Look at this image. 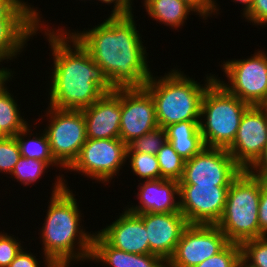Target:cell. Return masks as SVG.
I'll list each match as a JSON object with an SVG mask.
<instances>
[{"label": "cell", "instance_id": "cell-1", "mask_svg": "<svg viewBox=\"0 0 267 267\" xmlns=\"http://www.w3.org/2000/svg\"><path fill=\"white\" fill-rule=\"evenodd\" d=\"M38 10V28L35 35L41 33L49 42L53 57L48 76L47 101L53 108L61 110H83L91 106L104 93L115 89L97 65L89 52L67 29H54ZM45 20V21H44ZM39 31V32H38ZM43 31V32H42Z\"/></svg>", "mask_w": 267, "mask_h": 267}, {"label": "cell", "instance_id": "cell-2", "mask_svg": "<svg viewBox=\"0 0 267 267\" xmlns=\"http://www.w3.org/2000/svg\"><path fill=\"white\" fill-rule=\"evenodd\" d=\"M134 16H108L83 31L57 28H67L102 68L114 89L143 88L153 72Z\"/></svg>", "mask_w": 267, "mask_h": 267}, {"label": "cell", "instance_id": "cell-3", "mask_svg": "<svg viewBox=\"0 0 267 267\" xmlns=\"http://www.w3.org/2000/svg\"><path fill=\"white\" fill-rule=\"evenodd\" d=\"M60 174L55 175V183L50 189L51 197L38 238L42 241V254L57 267H70L75 262L88 263L94 232H86L81 218L84 215L80 211L76 194L68 186L64 175Z\"/></svg>", "mask_w": 267, "mask_h": 267}, {"label": "cell", "instance_id": "cell-4", "mask_svg": "<svg viewBox=\"0 0 267 267\" xmlns=\"http://www.w3.org/2000/svg\"><path fill=\"white\" fill-rule=\"evenodd\" d=\"M215 77L207 73L202 84L177 68V64L163 76H155L153 72L144 88L154 100L158 126L165 128L173 123L200 121L203 94Z\"/></svg>", "mask_w": 267, "mask_h": 267}, {"label": "cell", "instance_id": "cell-5", "mask_svg": "<svg viewBox=\"0 0 267 267\" xmlns=\"http://www.w3.org/2000/svg\"><path fill=\"white\" fill-rule=\"evenodd\" d=\"M260 197L261 178L242 170L228 188L224 211L216 224L229 242L241 244L260 237Z\"/></svg>", "mask_w": 267, "mask_h": 267}, {"label": "cell", "instance_id": "cell-6", "mask_svg": "<svg viewBox=\"0 0 267 267\" xmlns=\"http://www.w3.org/2000/svg\"><path fill=\"white\" fill-rule=\"evenodd\" d=\"M249 106L215 79L205 90L201 101L199 128L205 146L228 149Z\"/></svg>", "mask_w": 267, "mask_h": 267}, {"label": "cell", "instance_id": "cell-7", "mask_svg": "<svg viewBox=\"0 0 267 267\" xmlns=\"http://www.w3.org/2000/svg\"><path fill=\"white\" fill-rule=\"evenodd\" d=\"M34 121L41 124L44 117L46 126L42 129L49 141L50 150L54 159L67 170L78 158L82 146L85 144L86 123L82 110H61L48 106ZM44 116V117H43ZM38 122V123H37Z\"/></svg>", "mask_w": 267, "mask_h": 267}, {"label": "cell", "instance_id": "cell-8", "mask_svg": "<svg viewBox=\"0 0 267 267\" xmlns=\"http://www.w3.org/2000/svg\"><path fill=\"white\" fill-rule=\"evenodd\" d=\"M219 65L228 81L218 75L215 79L229 93L249 105L262 106L267 101V52L264 49L255 50L245 59L221 61Z\"/></svg>", "mask_w": 267, "mask_h": 267}, {"label": "cell", "instance_id": "cell-9", "mask_svg": "<svg viewBox=\"0 0 267 267\" xmlns=\"http://www.w3.org/2000/svg\"><path fill=\"white\" fill-rule=\"evenodd\" d=\"M127 145L120 139H87L78 158L67 169L105 186L120 176L127 164ZM109 183V184H108Z\"/></svg>", "mask_w": 267, "mask_h": 267}, {"label": "cell", "instance_id": "cell-10", "mask_svg": "<svg viewBox=\"0 0 267 267\" xmlns=\"http://www.w3.org/2000/svg\"><path fill=\"white\" fill-rule=\"evenodd\" d=\"M242 170L227 149L205 147L185 161L179 185L230 186Z\"/></svg>", "mask_w": 267, "mask_h": 267}, {"label": "cell", "instance_id": "cell-11", "mask_svg": "<svg viewBox=\"0 0 267 267\" xmlns=\"http://www.w3.org/2000/svg\"><path fill=\"white\" fill-rule=\"evenodd\" d=\"M228 243L217 225L189 224L167 267H194L220 252Z\"/></svg>", "mask_w": 267, "mask_h": 267}, {"label": "cell", "instance_id": "cell-12", "mask_svg": "<svg viewBox=\"0 0 267 267\" xmlns=\"http://www.w3.org/2000/svg\"><path fill=\"white\" fill-rule=\"evenodd\" d=\"M228 188L179 185V208L188 224L216 225L224 211Z\"/></svg>", "mask_w": 267, "mask_h": 267}, {"label": "cell", "instance_id": "cell-13", "mask_svg": "<svg viewBox=\"0 0 267 267\" xmlns=\"http://www.w3.org/2000/svg\"><path fill=\"white\" fill-rule=\"evenodd\" d=\"M267 143V111L250 105L244 112L235 140L227 149L234 161L248 170L261 156Z\"/></svg>", "mask_w": 267, "mask_h": 267}, {"label": "cell", "instance_id": "cell-14", "mask_svg": "<svg viewBox=\"0 0 267 267\" xmlns=\"http://www.w3.org/2000/svg\"><path fill=\"white\" fill-rule=\"evenodd\" d=\"M158 127L155 103L143 88H121L120 139L128 145Z\"/></svg>", "mask_w": 267, "mask_h": 267}, {"label": "cell", "instance_id": "cell-15", "mask_svg": "<svg viewBox=\"0 0 267 267\" xmlns=\"http://www.w3.org/2000/svg\"><path fill=\"white\" fill-rule=\"evenodd\" d=\"M144 222L150 254L166 263L173 256L184 229L189 225L181 212L138 214Z\"/></svg>", "mask_w": 267, "mask_h": 267}, {"label": "cell", "instance_id": "cell-16", "mask_svg": "<svg viewBox=\"0 0 267 267\" xmlns=\"http://www.w3.org/2000/svg\"><path fill=\"white\" fill-rule=\"evenodd\" d=\"M109 225L96 231L110 246L133 254H150L147 231L143 219L123 206Z\"/></svg>", "mask_w": 267, "mask_h": 267}, {"label": "cell", "instance_id": "cell-17", "mask_svg": "<svg viewBox=\"0 0 267 267\" xmlns=\"http://www.w3.org/2000/svg\"><path fill=\"white\" fill-rule=\"evenodd\" d=\"M87 139L120 138L121 88L104 93L91 106L82 110Z\"/></svg>", "mask_w": 267, "mask_h": 267}, {"label": "cell", "instance_id": "cell-18", "mask_svg": "<svg viewBox=\"0 0 267 267\" xmlns=\"http://www.w3.org/2000/svg\"><path fill=\"white\" fill-rule=\"evenodd\" d=\"M137 200L134 205L125 208L135 214L180 212L179 182L175 180L157 179L138 181Z\"/></svg>", "mask_w": 267, "mask_h": 267}, {"label": "cell", "instance_id": "cell-19", "mask_svg": "<svg viewBox=\"0 0 267 267\" xmlns=\"http://www.w3.org/2000/svg\"><path fill=\"white\" fill-rule=\"evenodd\" d=\"M91 261L107 267H167V263L155 254H133L110 246L96 231L89 262Z\"/></svg>", "mask_w": 267, "mask_h": 267}, {"label": "cell", "instance_id": "cell-20", "mask_svg": "<svg viewBox=\"0 0 267 267\" xmlns=\"http://www.w3.org/2000/svg\"><path fill=\"white\" fill-rule=\"evenodd\" d=\"M37 28L38 21H0V59L8 60L7 66L25 52Z\"/></svg>", "mask_w": 267, "mask_h": 267}, {"label": "cell", "instance_id": "cell-21", "mask_svg": "<svg viewBox=\"0 0 267 267\" xmlns=\"http://www.w3.org/2000/svg\"><path fill=\"white\" fill-rule=\"evenodd\" d=\"M200 121H183L165 127L167 141L185 161L206 146L199 128Z\"/></svg>", "mask_w": 267, "mask_h": 267}, {"label": "cell", "instance_id": "cell-22", "mask_svg": "<svg viewBox=\"0 0 267 267\" xmlns=\"http://www.w3.org/2000/svg\"><path fill=\"white\" fill-rule=\"evenodd\" d=\"M144 10L148 17L171 27L175 31L185 25L189 15H198V13L182 0H150L144 5Z\"/></svg>", "mask_w": 267, "mask_h": 267}, {"label": "cell", "instance_id": "cell-23", "mask_svg": "<svg viewBox=\"0 0 267 267\" xmlns=\"http://www.w3.org/2000/svg\"><path fill=\"white\" fill-rule=\"evenodd\" d=\"M30 124L32 123L29 122L15 136L21 156L25 158L44 161L52 168L56 167V169H60L59 171L63 170L64 168L52 156L49 141L45 132L41 131V129L38 133L37 131L34 132L37 126L33 123L34 129H32L33 127Z\"/></svg>", "mask_w": 267, "mask_h": 267}, {"label": "cell", "instance_id": "cell-24", "mask_svg": "<svg viewBox=\"0 0 267 267\" xmlns=\"http://www.w3.org/2000/svg\"><path fill=\"white\" fill-rule=\"evenodd\" d=\"M9 89V86H6L0 91V135L2 137L16 136L29 123L25 116H22L21 106L16 99L18 97L14 96Z\"/></svg>", "mask_w": 267, "mask_h": 267}, {"label": "cell", "instance_id": "cell-25", "mask_svg": "<svg viewBox=\"0 0 267 267\" xmlns=\"http://www.w3.org/2000/svg\"><path fill=\"white\" fill-rule=\"evenodd\" d=\"M50 166L40 160L30 159L22 157L18 160V163L15 165L11 177L14 182H19V185L24 187L35 186L42 176L44 177L45 173H48Z\"/></svg>", "mask_w": 267, "mask_h": 267}, {"label": "cell", "instance_id": "cell-26", "mask_svg": "<svg viewBox=\"0 0 267 267\" xmlns=\"http://www.w3.org/2000/svg\"><path fill=\"white\" fill-rule=\"evenodd\" d=\"M128 168L130 173L138 177V181H148L160 179L159 162L156 155L141 152H127Z\"/></svg>", "mask_w": 267, "mask_h": 267}, {"label": "cell", "instance_id": "cell-27", "mask_svg": "<svg viewBox=\"0 0 267 267\" xmlns=\"http://www.w3.org/2000/svg\"><path fill=\"white\" fill-rule=\"evenodd\" d=\"M160 168V179L180 181L183 175L185 160L178 155L167 141L156 154Z\"/></svg>", "mask_w": 267, "mask_h": 267}, {"label": "cell", "instance_id": "cell-28", "mask_svg": "<svg viewBox=\"0 0 267 267\" xmlns=\"http://www.w3.org/2000/svg\"><path fill=\"white\" fill-rule=\"evenodd\" d=\"M0 21H38V7L25 0H0Z\"/></svg>", "mask_w": 267, "mask_h": 267}, {"label": "cell", "instance_id": "cell-29", "mask_svg": "<svg viewBox=\"0 0 267 267\" xmlns=\"http://www.w3.org/2000/svg\"><path fill=\"white\" fill-rule=\"evenodd\" d=\"M240 246L241 260L248 267H267V236L246 240Z\"/></svg>", "mask_w": 267, "mask_h": 267}, {"label": "cell", "instance_id": "cell-30", "mask_svg": "<svg viewBox=\"0 0 267 267\" xmlns=\"http://www.w3.org/2000/svg\"><path fill=\"white\" fill-rule=\"evenodd\" d=\"M166 142V130L158 126L143 136L131 141L127 145V152H141L156 155Z\"/></svg>", "mask_w": 267, "mask_h": 267}, {"label": "cell", "instance_id": "cell-31", "mask_svg": "<svg viewBox=\"0 0 267 267\" xmlns=\"http://www.w3.org/2000/svg\"><path fill=\"white\" fill-rule=\"evenodd\" d=\"M241 246L229 242L220 252L194 267H240Z\"/></svg>", "mask_w": 267, "mask_h": 267}, {"label": "cell", "instance_id": "cell-32", "mask_svg": "<svg viewBox=\"0 0 267 267\" xmlns=\"http://www.w3.org/2000/svg\"><path fill=\"white\" fill-rule=\"evenodd\" d=\"M21 158L15 136L0 138V173L11 175L15 165Z\"/></svg>", "mask_w": 267, "mask_h": 267}, {"label": "cell", "instance_id": "cell-33", "mask_svg": "<svg viewBox=\"0 0 267 267\" xmlns=\"http://www.w3.org/2000/svg\"><path fill=\"white\" fill-rule=\"evenodd\" d=\"M3 231V232H2ZM0 231V267H8L21 249L26 246L13 234ZM9 234V235H8Z\"/></svg>", "mask_w": 267, "mask_h": 267}, {"label": "cell", "instance_id": "cell-34", "mask_svg": "<svg viewBox=\"0 0 267 267\" xmlns=\"http://www.w3.org/2000/svg\"><path fill=\"white\" fill-rule=\"evenodd\" d=\"M36 255L28 250L26 246V248L21 249L8 267H57L46 255H41L43 258L41 260H38ZM41 263L44 264L41 266Z\"/></svg>", "mask_w": 267, "mask_h": 267}, {"label": "cell", "instance_id": "cell-35", "mask_svg": "<svg viewBox=\"0 0 267 267\" xmlns=\"http://www.w3.org/2000/svg\"><path fill=\"white\" fill-rule=\"evenodd\" d=\"M241 19L257 28L267 27V0H255L251 9Z\"/></svg>", "mask_w": 267, "mask_h": 267}, {"label": "cell", "instance_id": "cell-36", "mask_svg": "<svg viewBox=\"0 0 267 267\" xmlns=\"http://www.w3.org/2000/svg\"><path fill=\"white\" fill-rule=\"evenodd\" d=\"M186 2L190 7H192L197 13L198 17L203 20H208V18L214 15H221L219 10L221 6L216 2L217 0H182ZM219 6V7H218ZM219 14V15H218Z\"/></svg>", "mask_w": 267, "mask_h": 267}, {"label": "cell", "instance_id": "cell-37", "mask_svg": "<svg viewBox=\"0 0 267 267\" xmlns=\"http://www.w3.org/2000/svg\"><path fill=\"white\" fill-rule=\"evenodd\" d=\"M260 237L267 236V184L261 179V197L258 207Z\"/></svg>", "mask_w": 267, "mask_h": 267}, {"label": "cell", "instance_id": "cell-38", "mask_svg": "<svg viewBox=\"0 0 267 267\" xmlns=\"http://www.w3.org/2000/svg\"><path fill=\"white\" fill-rule=\"evenodd\" d=\"M97 1L109 6L114 4L109 16H128L133 14L130 10L129 0H96V2Z\"/></svg>", "mask_w": 267, "mask_h": 267}, {"label": "cell", "instance_id": "cell-39", "mask_svg": "<svg viewBox=\"0 0 267 267\" xmlns=\"http://www.w3.org/2000/svg\"><path fill=\"white\" fill-rule=\"evenodd\" d=\"M256 177L262 178L267 173V143L257 161L248 169Z\"/></svg>", "mask_w": 267, "mask_h": 267}, {"label": "cell", "instance_id": "cell-40", "mask_svg": "<svg viewBox=\"0 0 267 267\" xmlns=\"http://www.w3.org/2000/svg\"><path fill=\"white\" fill-rule=\"evenodd\" d=\"M9 63L8 60L0 59V91L5 88L8 84V82L14 80L15 72L12 71L13 69H10L9 67H3L2 64ZM2 63V64H1ZM14 74V75H13Z\"/></svg>", "mask_w": 267, "mask_h": 267}, {"label": "cell", "instance_id": "cell-41", "mask_svg": "<svg viewBox=\"0 0 267 267\" xmlns=\"http://www.w3.org/2000/svg\"><path fill=\"white\" fill-rule=\"evenodd\" d=\"M254 1L255 0H233V2L234 3H238V4H240V5H242V12H241V14L242 15H240L241 17H243L250 9H251V7L253 6V4H254Z\"/></svg>", "mask_w": 267, "mask_h": 267}, {"label": "cell", "instance_id": "cell-42", "mask_svg": "<svg viewBox=\"0 0 267 267\" xmlns=\"http://www.w3.org/2000/svg\"><path fill=\"white\" fill-rule=\"evenodd\" d=\"M133 1H134V0H129V3H130V10H131L132 13H135V12L133 11V10H134V9H133V7H134L133 4H135V3H133ZM142 1H143V2H142V5L144 6V5H146L150 0H142Z\"/></svg>", "mask_w": 267, "mask_h": 267}, {"label": "cell", "instance_id": "cell-43", "mask_svg": "<svg viewBox=\"0 0 267 267\" xmlns=\"http://www.w3.org/2000/svg\"><path fill=\"white\" fill-rule=\"evenodd\" d=\"M261 179L267 184V173Z\"/></svg>", "mask_w": 267, "mask_h": 267}, {"label": "cell", "instance_id": "cell-44", "mask_svg": "<svg viewBox=\"0 0 267 267\" xmlns=\"http://www.w3.org/2000/svg\"><path fill=\"white\" fill-rule=\"evenodd\" d=\"M240 267H248V266L241 260Z\"/></svg>", "mask_w": 267, "mask_h": 267}, {"label": "cell", "instance_id": "cell-45", "mask_svg": "<svg viewBox=\"0 0 267 267\" xmlns=\"http://www.w3.org/2000/svg\"><path fill=\"white\" fill-rule=\"evenodd\" d=\"M267 111V101L262 105Z\"/></svg>", "mask_w": 267, "mask_h": 267}]
</instances>
